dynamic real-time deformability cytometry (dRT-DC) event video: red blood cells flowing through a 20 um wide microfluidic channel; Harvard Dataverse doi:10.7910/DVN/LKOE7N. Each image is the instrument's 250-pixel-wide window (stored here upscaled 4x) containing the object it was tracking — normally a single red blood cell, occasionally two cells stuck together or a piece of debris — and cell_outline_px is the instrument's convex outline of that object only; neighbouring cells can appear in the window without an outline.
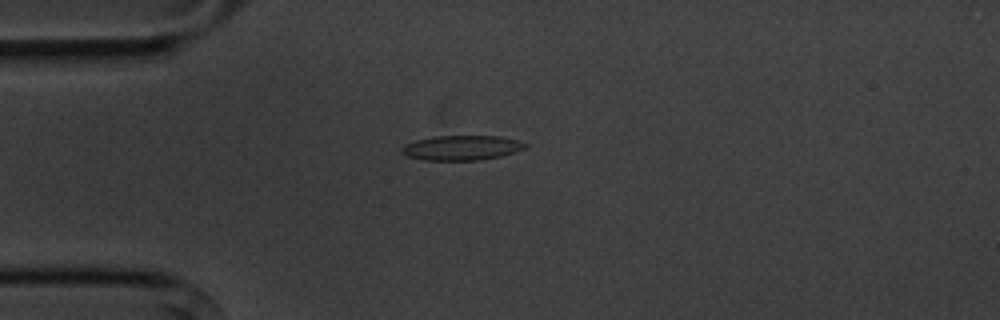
{"species": "common noctule bat (a hibernating species)", "species_latin": "Nyctalus noctula", "temperature_condition": "cold", "stored_images_in_passage": 10, "camera_frame_rate_fps": 3000, "um_per_image_px": 0.085, "animal": {"sex": "male", "body_mass_g": 20.1, "forearm_length_mm": 53.5}, "frame": {"image": 1, "passage_image": 4, "time_ms": 3.667, "image_size_px": [1000, 320], "cell_outline_px": [[528, 144], [524, 148], [500, 156], [480, 160], [424, 160], [408, 156], [400, 152], [400, 148], [404, 144], [416, 140], [436, 136], [500, 136], [516, 140]], "centroid_in_image_um": [39.18, 12.56], "position_along_channel_um": 45.8, "area_um2": 17.69}}
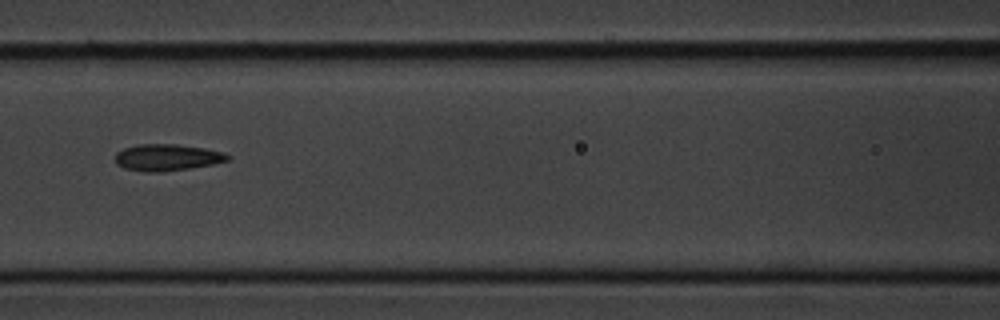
{"frame": {"image": 2, "passage_image": 7, "time_ms": 7.0, "image_size_px": [1000, 320], "cell_outline_px": [[232, 156], [228, 160], [212, 164], [188, 168], [160, 172], [144, 172], [124, 168], [116, 164], [116, 152], [124, 148], [136, 144], [176, 144], [204, 148], [224, 152]], "centroid_in_image_um": [14.19, 13.37], "position_along_channel_um": 152.4, "area_um2": 17.46}}
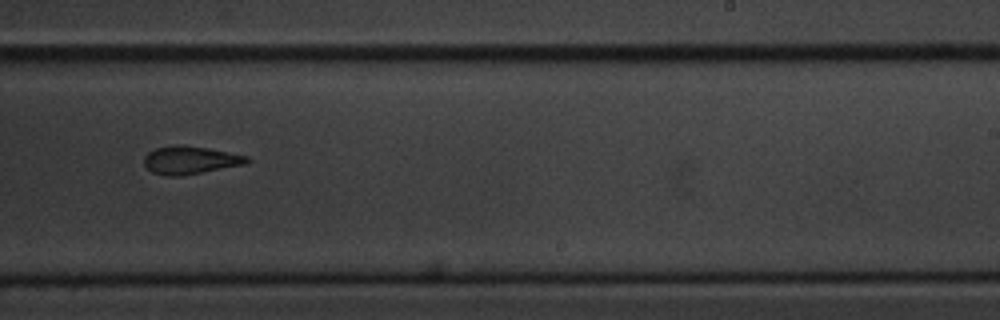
{"frame": {"image": 3, "passage_image": 10, "time_ms": 10.333, "image_size_px": [1000, 320], "cell_outline_px": [[252, 160], [248, 164], [180, 176], [164, 176], [152, 172], [144, 164], [144, 156], [148, 152], [156, 148], [172, 144], [208, 148], [248, 156]], "centroid_in_image_um": [16.18, 13.61], "position_along_channel_um": 272.8, "area_um2": 16.88}}